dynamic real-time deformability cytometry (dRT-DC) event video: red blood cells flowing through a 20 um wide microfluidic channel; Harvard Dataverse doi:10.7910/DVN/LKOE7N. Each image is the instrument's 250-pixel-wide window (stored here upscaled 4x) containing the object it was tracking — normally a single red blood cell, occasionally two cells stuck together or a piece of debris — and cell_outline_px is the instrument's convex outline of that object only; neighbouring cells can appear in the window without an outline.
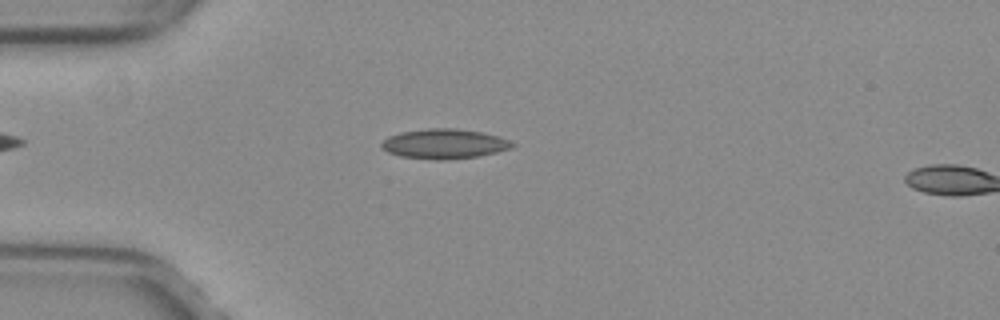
{"species": "common noctule bat (a hibernating species)", "species_latin": "Nyctalus noctula", "temperature_condition": "warm", "stored_images_in_passage": 9, "camera_frame_rate_fps": 3000, "um_per_image_px": 0.085, "animal": {"sex": "female", "body_mass_g": 29.2, "forearm_length_mm": 56.3}, "frame": {"image": 1, "passage_image": 7, "time_ms": 2.0, "image_size_px": [1000, 320], "cell_outline_px": [[516, 144], [512, 148], [496, 152], [476, 156], [448, 160], [432, 160], [400, 156], [388, 152], [380, 144], [388, 136], [400, 132], [428, 128], [456, 128], [484, 132], [508, 140]], "centroid_in_image_um": [37.76, 12.22], "position_along_channel_um": 47.2, "area_um2": 22.72}}